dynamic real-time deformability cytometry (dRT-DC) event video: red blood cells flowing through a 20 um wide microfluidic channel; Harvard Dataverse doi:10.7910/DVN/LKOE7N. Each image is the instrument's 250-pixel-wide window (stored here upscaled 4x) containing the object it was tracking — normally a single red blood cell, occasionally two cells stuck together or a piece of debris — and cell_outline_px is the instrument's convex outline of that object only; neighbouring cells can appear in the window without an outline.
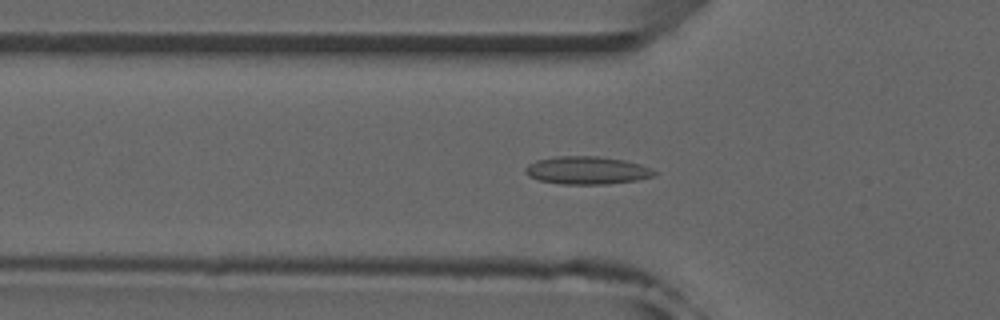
{"species": "common noctule bat (a hibernating species)", "species_latin": "Nyctalus noctula", "temperature_condition": "room temperature", "stored_images_in_passage": 37, "camera_frame_rate_fps": 3000, "um_per_image_px": 0.085, "animal": {"sex": "male", "forearm_length_mm": 52.5}, "frame": {"image": 1, "passage_image": 6, "time_ms": 1.667, "image_size_px": [1000, 320], "cell_outline_px": [[656, 176], [636, 180], [604, 184], [564, 184], [540, 180], [528, 176], [524, 172], [524, 168], [528, 164], [536, 160], [556, 156], [596, 156], [624, 160], [640, 164], [656, 172]], "centroid_in_image_um": [49.86, 14.47], "position_along_channel_um": 75.9, "area_um2": 20.81}}
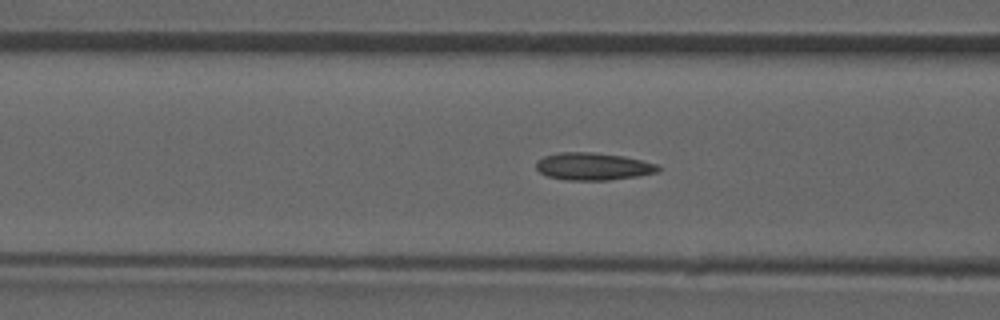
{"frame": {"image": 2, "passage_image": 9, "time_ms": 2.667, "image_size_px": [1000, 320], "cell_outline_px": [[660, 172], [636, 176], [608, 180], [568, 180], [548, 176], [540, 172], [536, 168], [536, 160], [544, 156], [560, 152], [592, 152], [624, 156], [656, 164], [660, 168]], "centroid_in_image_um": [50.4, 14.14], "position_along_channel_um": 116.2, "area_um2": 19.42}}
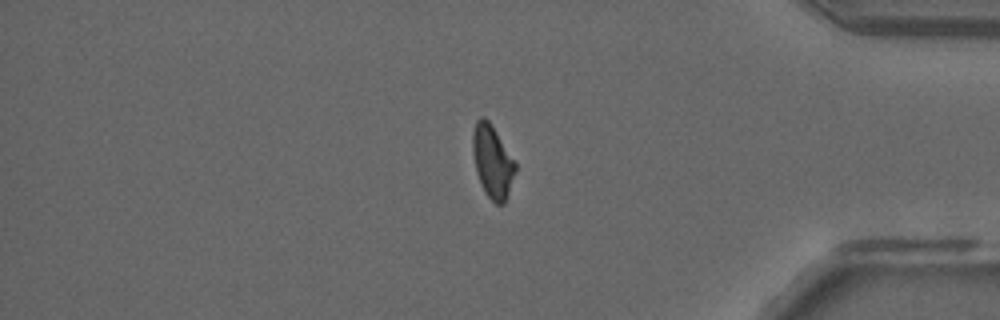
{"frame": {"image": 3, "passage_image": 32, "time_ms": 10.333, "image_size_px": [1000, 320], "cell_outline_px": [[516, 172], [504, 204], [496, 204], [484, 192], [480, 184], [476, 172], [472, 152], [472, 132], [476, 120], [480, 116], [484, 116], [492, 124], [516, 164]], "centroid_in_image_um": [41.83, 13.71], "position_along_channel_um": 393.4, "area_um2": 18.21}, "authors_computed_cell_mechanics": {"area_um2": 18.7272, "velocity_mm_per_s": 3.9747, "shape_relaxation_time_tau1_ms": null, "shape_relaxation_time_tau2_ms": 2.1846, "deformation_change_tau1": null, "deformation_change_tau2": 0.0937}}